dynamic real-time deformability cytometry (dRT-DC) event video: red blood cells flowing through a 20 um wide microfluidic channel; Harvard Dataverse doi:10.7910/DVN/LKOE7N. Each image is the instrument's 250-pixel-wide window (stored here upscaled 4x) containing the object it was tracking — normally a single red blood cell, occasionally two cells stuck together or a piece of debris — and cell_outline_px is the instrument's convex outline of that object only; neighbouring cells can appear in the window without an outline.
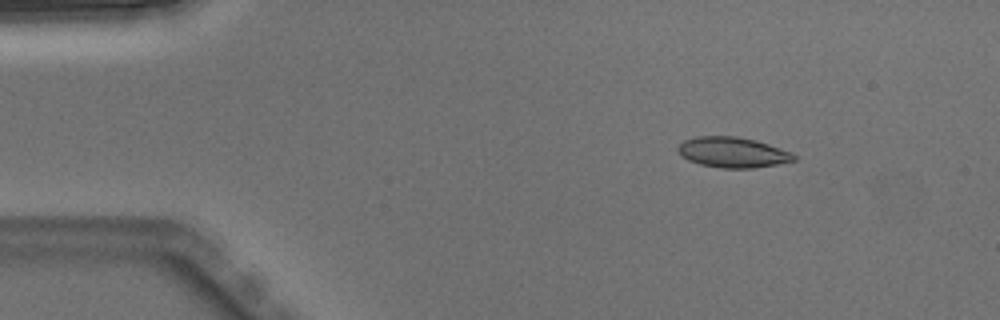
{"species": "Egyptian fruit bat (a non-hibernating species)", "species_latin": "Rousettus aegyptiacus", "temperature_condition": "warm", "stored_images_in_passage": 4, "camera_frame_rate_fps": 3000, "um_per_image_px": 0.085, "animal": {"sex": "male"}, "frame": {"image": 1, "passage_image": 2, "time_ms": 0.333, "image_size_px": [1000, 320], "cell_outline_px": [[796, 160], [776, 164], [752, 168], [720, 168], [700, 164], [688, 160], [680, 156], [676, 148], [684, 140], [700, 136], [736, 136], [756, 140], [792, 152], [796, 156]], "centroid_in_image_um": [62.26, 12.95], "position_along_channel_um": 22.7, "area_um2": 20.58}}